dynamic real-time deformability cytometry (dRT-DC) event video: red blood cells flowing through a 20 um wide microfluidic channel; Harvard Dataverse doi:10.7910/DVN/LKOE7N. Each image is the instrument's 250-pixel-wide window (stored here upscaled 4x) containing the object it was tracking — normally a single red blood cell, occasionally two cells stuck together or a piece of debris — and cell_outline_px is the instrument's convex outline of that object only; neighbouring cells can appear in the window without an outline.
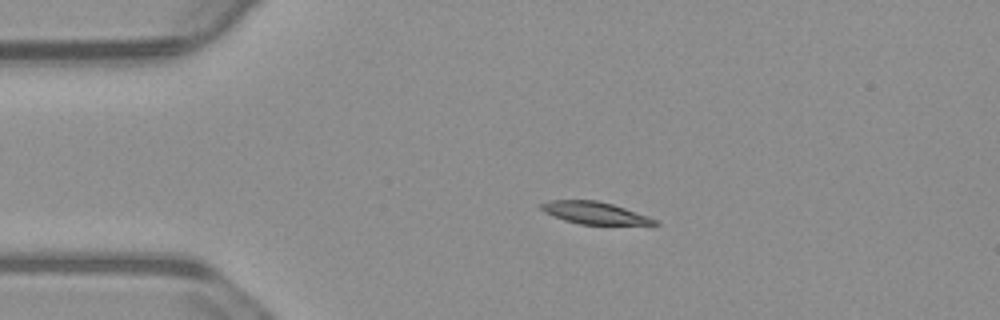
{"species": "common noctule bat (a hibernating species)", "species_latin": "Nyctalus noctula", "temperature_condition": "warm", "stored_images_in_passage": 2, "camera_frame_rate_fps": 3000, "um_per_image_px": 0.085, "animal": {"sex": "male", "body_mass_g": 23.1, "forearm_length_mm": 52.7}, "frame": {"image": 1, "passage_image": 1, "time_ms": 0.0, "image_size_px": [1000, 320], "cell_outline_px": [[660, 224], [580, 224], [564, 220], [544, 212], [540, 208], [540, 204], [548, 200], [596, 200], [612, 204], [648, 216], [656, 220]], "centroid_in_image_um": [50.48, 18.08], "position_along_channel_um": 34.5, "area_um2": 14.39}}